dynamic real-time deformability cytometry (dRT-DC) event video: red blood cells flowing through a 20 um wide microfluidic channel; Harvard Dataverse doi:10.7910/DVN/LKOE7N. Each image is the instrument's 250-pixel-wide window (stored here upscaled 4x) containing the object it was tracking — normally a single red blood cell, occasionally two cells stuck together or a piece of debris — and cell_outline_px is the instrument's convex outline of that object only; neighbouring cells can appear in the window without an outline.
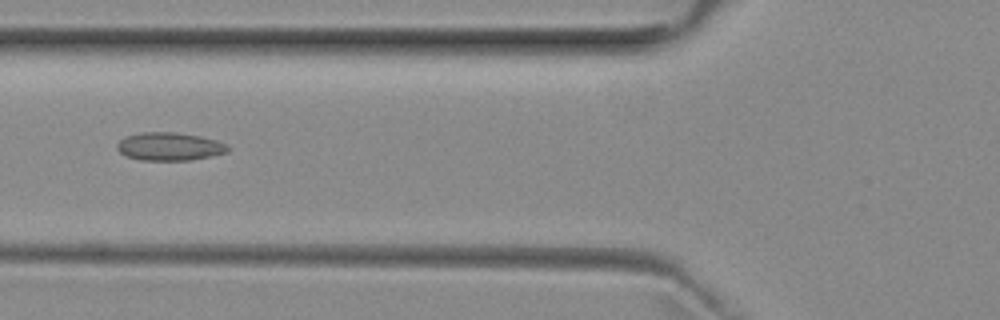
{"species": "common noctule bat (a hibernating species)", "species_latin": "Nyctalus noctula", "temperature_condition": "room temperature", "stored_images_in_passage": 13, "camera_frame_rate_fps": 3000, "um_per_image_px": 0.085, "animal": {"sex": "female", "body_mass_g": 29.2, "forearm_length_mm": 56.3}, "frame": {"image": 1, "passage_image": 4, "time_ms": 1.0, "image_size_px": [1000, 320], "cell_outline_px": [[232, 148], [228, 152], [192, 160], [140, 160], [128, 156], [120, 152], [116, 148], [116, 144], [120, 140], [128, 136], [140, 132], [176, 132], [200, 136], [216, 140], [228, 144]], "centroid_in_image_um": [14.45, 12.45], "position_along_channel_um": 111.4, "area_um2": 18.21}}
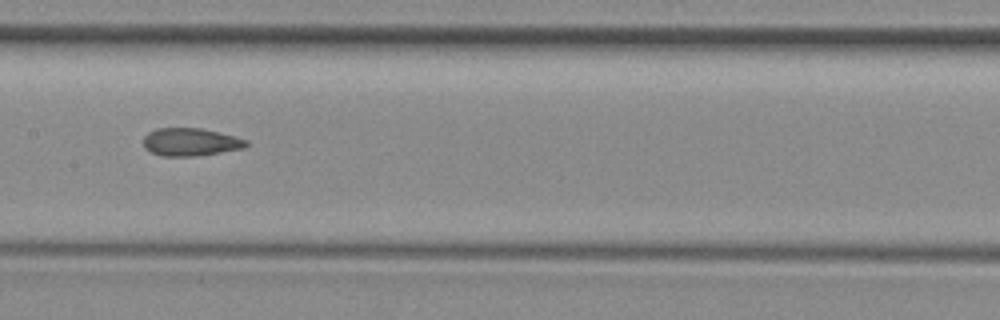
{"frame": {"image": 2, "passage_image": 10, "time_ms": 3.0, "image_size_px": [1000, 320], "cell_outline_px": [[248, 144], [244, 148], [196, 156], [160, 156], [144, 148], [144, 136], [148, 132], [156, 128], [200, 128], [248, 140]], "centroid_in_image_um": [16.15, 12.07], "position_along_channel_um": 191.2, "area_um2": 16.53}}
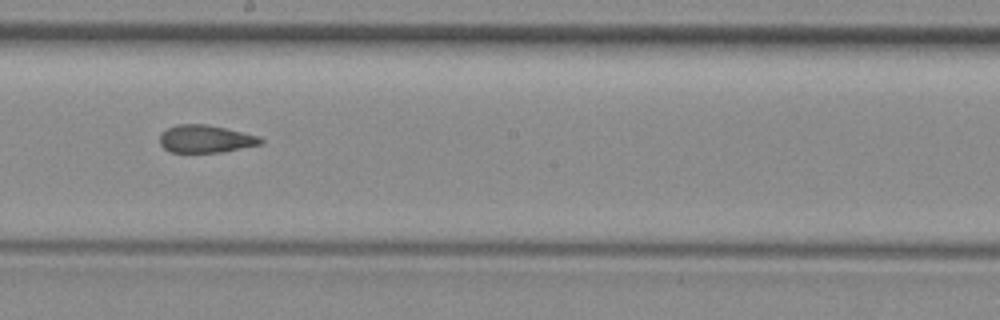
{"frame": {"image": 3, "passage_image": 13, "time_ms": 4.0, "image_size_px": [1000, 320], "cell_outline_px": [[264, 140], [260, 144], [220, 152], [172, 152], [164, 148], [160, 144], [160, 132], [176, 124], [208, 124], [260, 136]], "centroid_in_image_um": [17.45, 11.79], "position_along_channel_um": 230.7, "area_um2": 16.18}}